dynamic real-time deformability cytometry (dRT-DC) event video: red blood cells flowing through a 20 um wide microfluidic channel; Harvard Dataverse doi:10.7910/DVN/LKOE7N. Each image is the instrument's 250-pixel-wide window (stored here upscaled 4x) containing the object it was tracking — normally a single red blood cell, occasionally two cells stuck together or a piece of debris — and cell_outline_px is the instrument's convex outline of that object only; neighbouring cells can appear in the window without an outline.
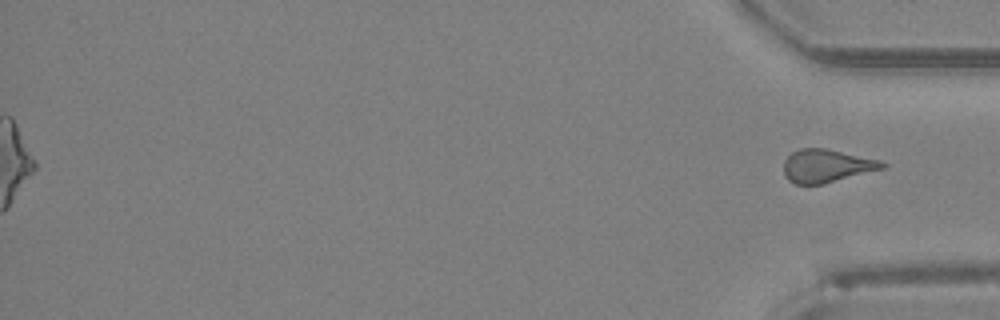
{"species": "Egyptian fruit bat (a non-hibernating species)", "species_latin": "Rousettus aegyptiacus", "temperature_condition": "room temperature", "stored_images_in_passage": 39, "segment_of_instrument_passage": [2, 2], "camera_frame_rate_fps": 3000, "um_per_image_px": 0.085, "animal": {"sex": "female"}, "frame": {"image": 1, "passage_image": 39, "time_ms": 12.667, "image_size_px": [1000, 320], "cell_outline_px": [[888, 164], [884, 168], [824, 184], [796, 184], [788, 180], [784, 176], [784, 160], [792, 152], [800, 148], [824, 148], [880, 160]], "centroid_in_image_um": [70.24, 14.1], "position_along_channel_um": 365.0, "area_um2": 18.96}}